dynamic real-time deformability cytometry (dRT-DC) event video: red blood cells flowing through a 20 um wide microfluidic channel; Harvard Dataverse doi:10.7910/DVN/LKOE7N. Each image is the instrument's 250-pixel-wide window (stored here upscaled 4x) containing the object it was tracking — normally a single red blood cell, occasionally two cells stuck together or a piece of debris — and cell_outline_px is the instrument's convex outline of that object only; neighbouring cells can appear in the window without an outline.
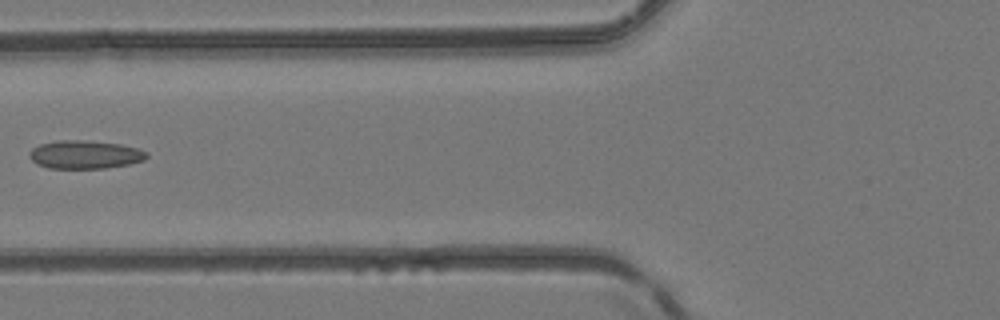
{"species": "common noctule bat (a hibernating species)", "species_latin": "Nyctalus noctula", "temperature_condition": "room temperature", "stored_images_in_passage": 5, "camera_frame_rate_fps": 3000, "um_per_image_px": 0.085, "animal": {"sex": "female", "body_mass_g": 24.6, "forearm_length_mm": 56.2}, "frame": {"image": 1, "passage_image": 5, "time_ms": 1.333, "image_size_px": [1000, 320], "cell_outline_px": [[148, 156], [144, 160], [128, 164], [104, 168], [48, 168], [36, 164], [28, 156], [28, 152], [32, 148], [40, 144], [56, 140], [84, 140], [120, 144], [136, 148], [148, 152]], "centroid_in_image_um": [7.18, 13.13], "position_along_channel_um": 118.6, "area_um2": 19.36}}